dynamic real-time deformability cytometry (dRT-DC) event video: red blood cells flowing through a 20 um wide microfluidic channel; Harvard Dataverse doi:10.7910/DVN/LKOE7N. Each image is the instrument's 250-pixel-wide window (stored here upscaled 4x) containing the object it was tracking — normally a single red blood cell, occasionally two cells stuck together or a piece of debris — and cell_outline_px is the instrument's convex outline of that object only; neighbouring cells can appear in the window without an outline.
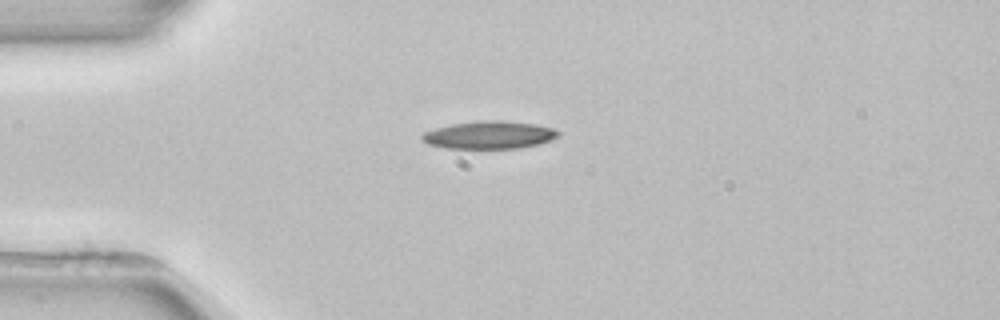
{"species": "common noctule bat (a hibernating species)", "species_latin": "Nyctalus noctula", "temperature_condition": "room temperature", "stored_images_in_passage": 2, "camera_frame_rate_fps": 3000, "um_per_image_px": 0.085, "animal": {"sex": "female", "body_mass_g": 22.7, "forearm_length_mm": 54.2}, "frame": {"image": 1, "passage_image": 1, "time_ms": 0.0, "image_size_px": [1000, 320], "cell_outline_px": [[560, 136], [552, 140], [540, 144], [520, 148], [444, 148], [428, 144], [420, 140], [420, 136], [424, 132], [436, 128], [452, 124], [480, 120], [500, 120], [536, 124], [552, 128], [560, 132]], "centroid_in_image_um": [41.6, 11.47], "position_along_channel_um": 43.4, "area_um2": 22.2}}